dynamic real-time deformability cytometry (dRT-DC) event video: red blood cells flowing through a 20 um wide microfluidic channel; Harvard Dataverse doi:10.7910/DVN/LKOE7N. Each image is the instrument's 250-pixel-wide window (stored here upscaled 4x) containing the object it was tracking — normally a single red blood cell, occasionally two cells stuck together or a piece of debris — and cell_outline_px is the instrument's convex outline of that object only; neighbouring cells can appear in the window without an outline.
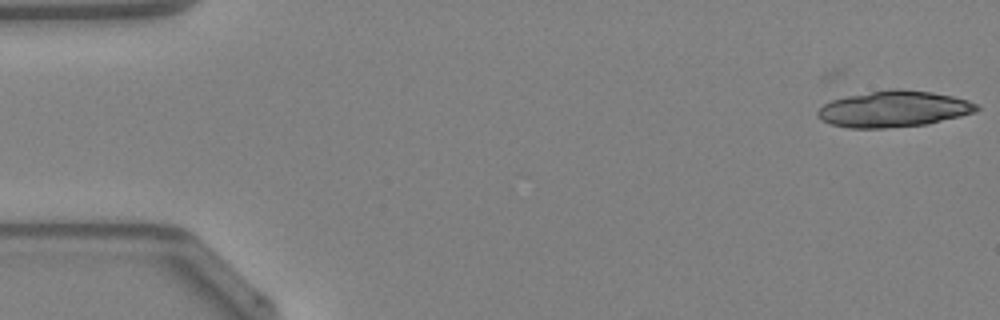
{"species": "Egyptian fruit bat (a non-hibernating species)", "species_latin": "Rousettus aegyptiacus", "temperature_condition": "warm", "stored_images_in_passage": 7, "camera_frame_rate_fps": 3000, "um_per_image_px": 0.085, "animal": {"sex": "female"}, "frame": {"image": 1, "passage_image": 7, "time_ms": 2.0, "image_size_px": [1000, 320], "cell_outline_px": [[980, 108], [976, 112], [928, 124], [884, 128], [848, 128], [832, 124], [820, 120], [816, 116], [816, 112], [824, 104], [832, 100], [848, 96], [892, 88], [900, 88], [932, 92], [952, 96], [968, 100], [976, 104]], "centroid_in_image_um": [75.96, 9.26], "position_along_channel_um": 9.0, "area_um2": 33.52}}